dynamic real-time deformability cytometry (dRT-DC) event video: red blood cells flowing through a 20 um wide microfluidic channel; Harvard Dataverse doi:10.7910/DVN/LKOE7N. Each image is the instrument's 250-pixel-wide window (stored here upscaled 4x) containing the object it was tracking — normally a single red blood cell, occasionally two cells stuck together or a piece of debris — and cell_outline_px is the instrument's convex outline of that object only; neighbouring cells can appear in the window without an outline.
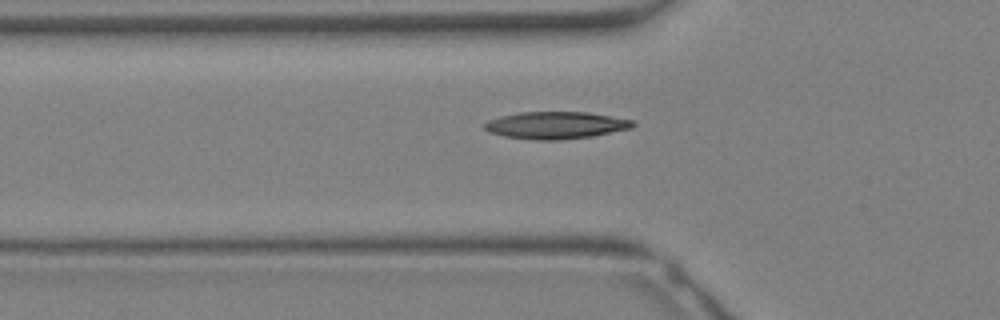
{"species": "Egyptian fruit bat (a non-hibernating species)", "species_latin": "Rousettus aegyptiacus", "temperature_condition": "warm", "stored_images_in_passage": 5, "camera_frame_rate_fps": 3000, "um_per_image_px": 0.085, "animal": {"sex": "female"}, "frame": {"image": 1, "passage_image": 4, "time_ms": 1.0, "image_size_px": [1000, 320], "cell_outline_px": [[636, 124], [632, 128], [592, 136], [560, 140], [532, 140], [504, 136], [488, 132], [484, 128], [484, 124], [488, 120], [500, 116], [520, 112], [588, 112], [636, 120]], "centroid_in_image_um": [47.26, 10.64], "position_along_channel_um": 78.5, "area_um2": 23.7}}